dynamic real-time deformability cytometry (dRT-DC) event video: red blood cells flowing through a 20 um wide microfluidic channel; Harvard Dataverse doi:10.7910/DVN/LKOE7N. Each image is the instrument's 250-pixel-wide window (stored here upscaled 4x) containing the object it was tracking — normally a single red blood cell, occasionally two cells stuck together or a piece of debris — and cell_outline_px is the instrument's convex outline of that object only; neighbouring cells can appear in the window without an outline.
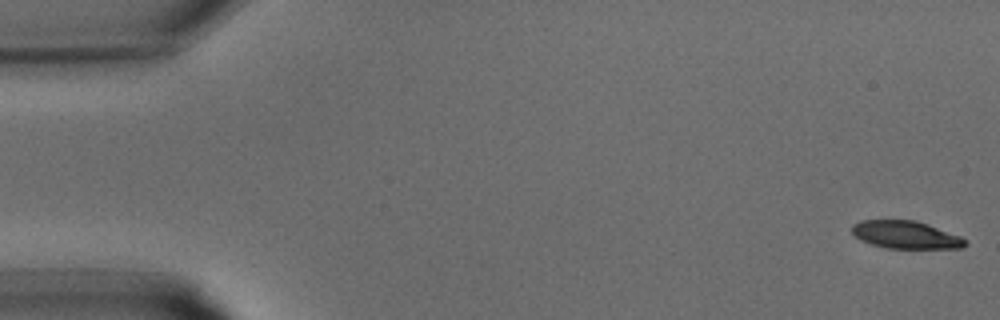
{"species": "common noctule bat (a hibernating species)", "species_latin": "Nyctalus noctula", "temperature_condition": "warm", "stored_images_in_passage": 12, "camera_frame_rate_fps": 3000, "um_per_image_px": 0.085, "animal": {"sex": "male", "body_mass_g": 15.6}, "frame": {"image": 1, "passage_image": 1, "time_ms": 0.0, "image_size_px": [1000, 320], "cell_outline_px": [[968, 244], [960, 248], [888, 248], [872, 244], [860, 240], [852, 232], [852, 224], [860, 220], [916, 220], [928, 224], [960, 236]], "centroid_in_image_um": [76.96, 19.95], "position_along_channel_um": 8.0, "area_um2": 18.15}}
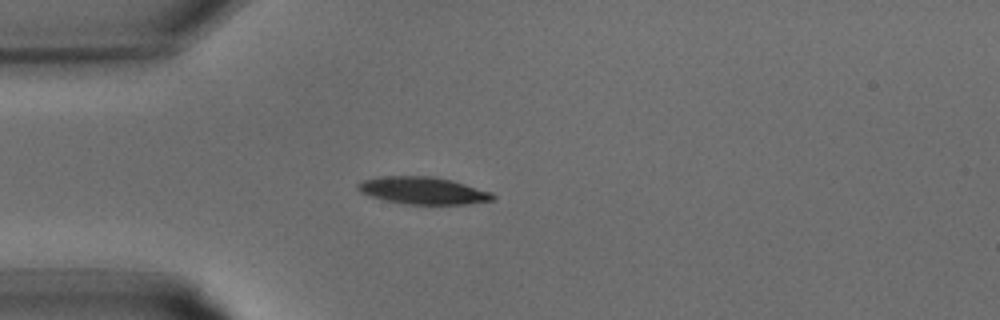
{"frame": {"image": 2, "passage_image": 9, "time_ms": 2.667, "image_size_px": [1000, 320], "cell_outline_px": [[496, 200], [468, 204], [404, 204], [384, 200], [360, 192], [356, 188], [356, 184], [364, 180], [384, 176], [432, 176], [452, 180], [492, 192], [496, 196]], "centroid_in_image_um": [35.99, 16.2], "position_along_channel_um": 49.0, "area_um2": 21.5}}
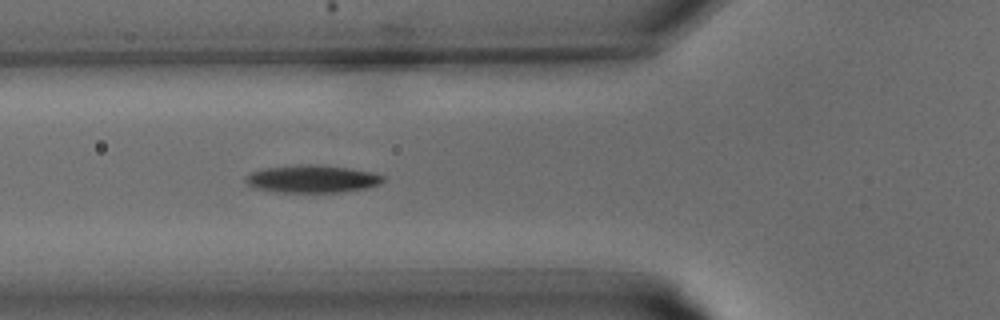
{"frame": {"image": 3, "passage_image": 12, "time_ms": 3.667, "image_size_px": [1000, 320], "cell_outline_px": [[384, 180], [380, 184], [364, 188], [336, 192], [280, 192], [256, 188], [248, 184], [244, 180], [244, 176], [252, 172], [264, 168], [304, 164], [320, 164], [348, 168], [368, 172], [384, 176]], "centroid_in_image_um": [26.49, 15.2], "position_along_channel_um": 99.3, "area_um2": 21.85}}